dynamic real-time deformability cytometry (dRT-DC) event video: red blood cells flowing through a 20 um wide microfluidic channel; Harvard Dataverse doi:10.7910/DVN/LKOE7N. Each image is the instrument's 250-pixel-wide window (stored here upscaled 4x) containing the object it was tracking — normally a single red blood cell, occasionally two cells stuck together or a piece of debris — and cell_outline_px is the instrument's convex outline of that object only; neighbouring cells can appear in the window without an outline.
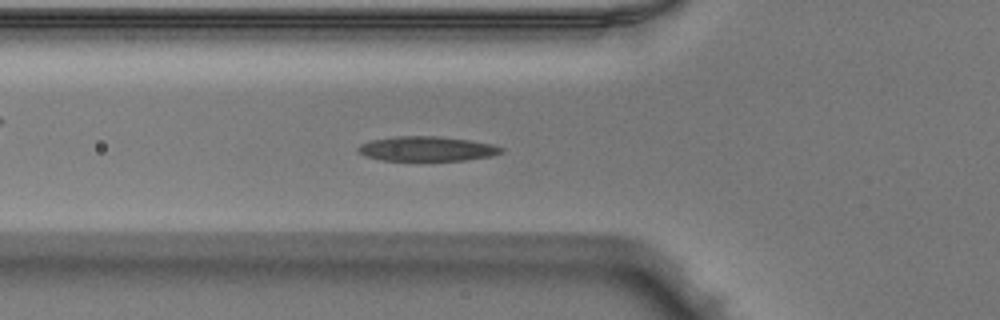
{"species": "Egyptian fruit bat (a non-hibernating species)", "species_latin": "Rousettus aegyptiacus", "temperature_condition": "warm", "stored_images_in_passage": 41, "camera_frame_rate_fps": 3000, "um_per_image_px": 0.085, "animal": {"sex": "male"}, "frame": {"image": 1, "passage_image": 8, "time_ms": 2.333, "image_size_px": [1000, 320], "cell_outline_px": [[504, 152], [492, 156], [464, 160], [380, 160], [364, 156], [356, 152], [356, 148], [360, 144], [372, 140], [396, 136], [440, 136], [468, 140], [492, 144], [504, 148]], "centroid_in_image_um": [36.26, 12.64], "position_along_channel_um": 89.5, "area_um2": 20.69}}
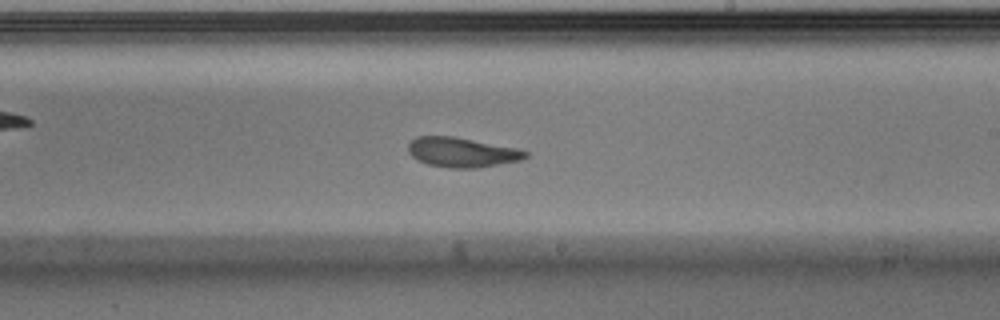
{"frame": {"image": 2, "passage_image": 20, "time_ms": 6.333, "image_size_px": [1000, 320], "cell_outline_px": [[528, 156], [520, 160], [480, 168], [448, 168], [428, 164], [412, 156], [408, 152], [408, 144], [416, 136], [452, 136], [516, 148], [528, 152]], "centroid_in_image_um": [39.25, 12.95], "position_along_channel_um": 249.7, "area_um2": 20.17}}
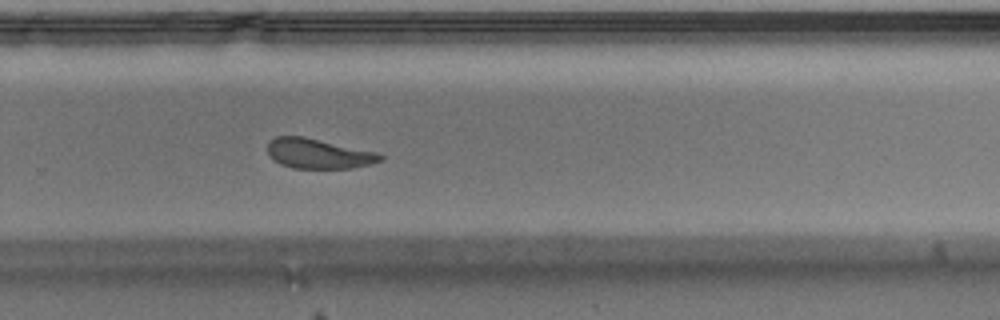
{"frame": {"image": 3, "passage_image": 24, "time_ms": 7.667, "image_size_px": [1000, 320], "cell_outline_px": [[384, 160], [352, 168], [292, 168], [280, 164], [272, 160], [268, 152], [268, 140], [276, 136], [304, 136], [376, 152], [384, 156]], "centroid_in_image_um": [27.03, 13.05], "position_along_channel_um": 302.8, "area_um2": 19.71}, "authors_computed_cell_mechanics": {"area_um2": 20.6924, "velocity_mm_per_s": 4.001, "shape_relaxation_time_tau1_ms": 7.2642, "shape_relaxation_time_tau2_ms": 3.2424, "deformation_change_tau1": 0.2235, "deformation_change_tau2": 0.1032}}